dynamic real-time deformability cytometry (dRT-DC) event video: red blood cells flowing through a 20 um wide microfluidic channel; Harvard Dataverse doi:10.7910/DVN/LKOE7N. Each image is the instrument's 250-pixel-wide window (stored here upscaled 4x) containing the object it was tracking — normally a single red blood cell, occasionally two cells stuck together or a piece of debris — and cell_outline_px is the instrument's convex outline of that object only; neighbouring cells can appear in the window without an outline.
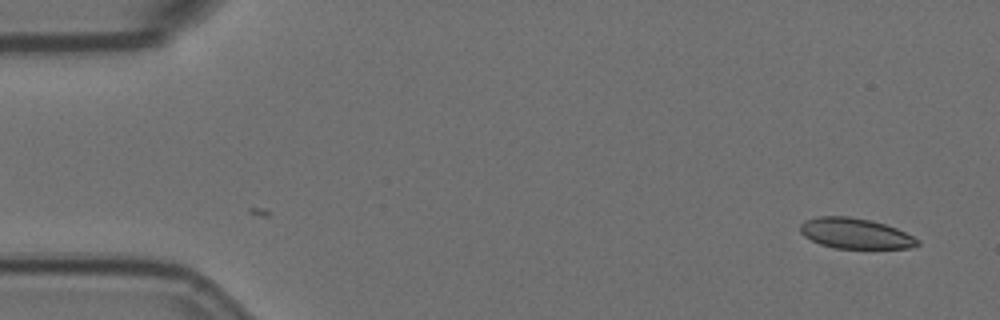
{"species": "Egyptian fruit bat (a non-hibernating species)", "species_latin": "Rousettus aegyptiacus", "temperature_condition": "room temperature", "stored_images_in_passage": 6, "camera_frame_rate_fps": 3000, "um_per_image_px": 0.085, "animal": {"sex": "female"}, "frame": {"image": 1, "passage_image": 6, "time_ms": 1.667, "image_size_px": [1000, 320], "cell_outline_px": [[920, 244], [908, 248], [836, 248], [820, 244], [804, 236], [800, 232], [800, 224], [804, 220], [816, 216], [848, 216], [872, 220], [896, 228], [920, 240]], "centroid_in_image_um": [72.67, 19.83], "position_along_channel_um": 12.3, "area_um2": 20.81}}